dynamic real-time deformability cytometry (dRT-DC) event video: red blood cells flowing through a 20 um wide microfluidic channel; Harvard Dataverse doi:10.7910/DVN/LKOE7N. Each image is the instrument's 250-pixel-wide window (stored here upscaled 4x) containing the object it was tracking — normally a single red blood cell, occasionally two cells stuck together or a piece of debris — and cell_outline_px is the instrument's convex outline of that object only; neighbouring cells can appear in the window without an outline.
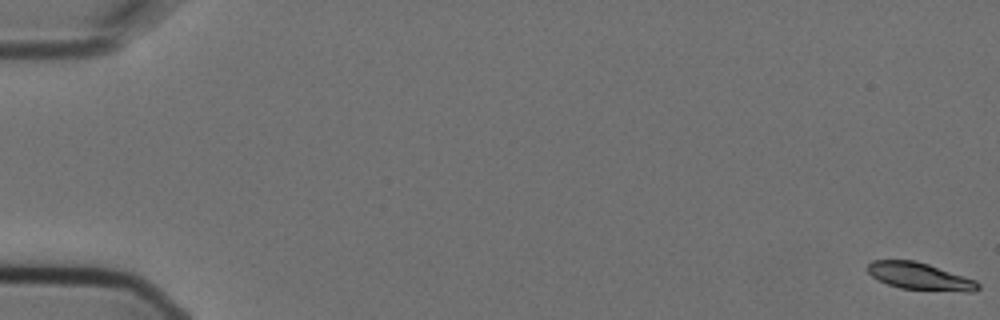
{"species": "Egyptian fruit bat (a non-hibernating species)", "species_latin": "Rousettus aegyptiacus", "temperature_condition": "cold", "stored_images_in_passage": 14, "camera_frame_rate_fps": 3000, "um_per_image_px": 0.085, "animal": {"sex": "female"}, "frame": {"image": 1, "passage_image": 1, "time_ms": 0.0, "image_size_px": [1000, 320], "cell_outline_px": [[980, 288], [972, 292], [964, 292], [900, 288], [888, 284], [872, 276], [868, 272], [868, 264], [872, 260], [916, 260], [976, 280], [980, 284]], "centroid_in_image_um": [78.21, 23.49], "position_along_channel_um": 6.8, "area_um2": 17.4}}
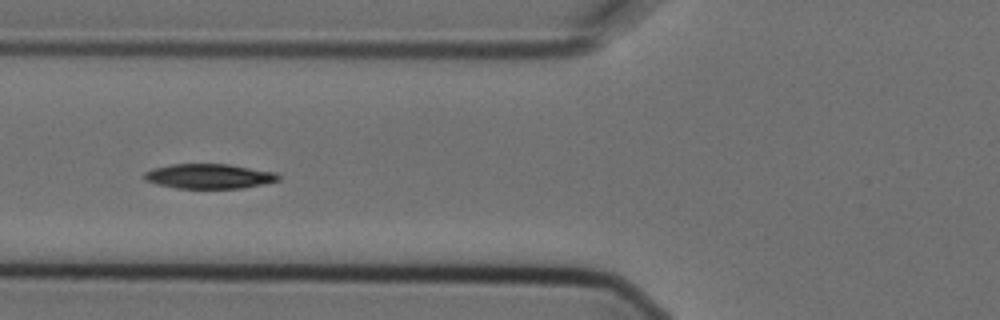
{"frame": {"image": 2, "passage_image": 6, "time_ms": 1.667, "image_size_px": [1000, 320], "cell_outline_px": [[280, 180], [264, 184], [240, 188], [176, 188], [156, 184], [144, 180], [144, 172], [152, 168], [172, 164], [228, 164], [276, 172], [280, 176]], "centroid_in_image_um": [17.76, 14.98], "position_along_channel_um": 108.0, "area_um2": 19.42}}
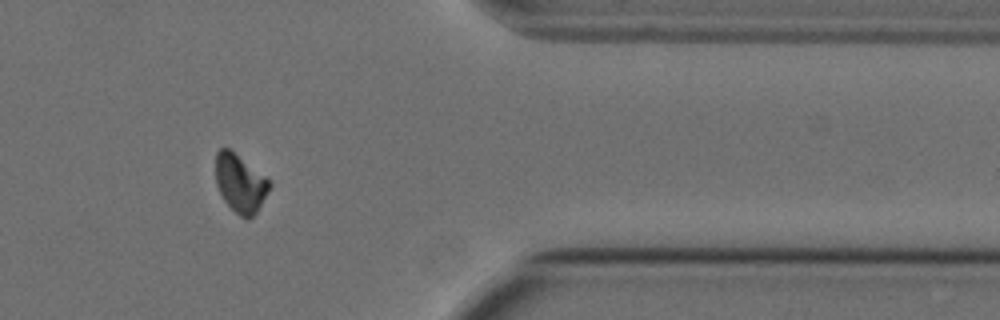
{"frame": {"image": 3, "passage_image": 13, "time_ms": 4.0, "image_size_px": [1000, 320], "cell_outline_px": [[272, 184], [268, 192], [256, 212], [248, 220], [240, 216], [224, 200], [216, 184], [216, 152], [220, 148], [228, 148], [264, 176]], "centroid_in_image_um": [20.41, 15.59], "position_along_channel_um": 391.0, "area_um2": 17.74}}